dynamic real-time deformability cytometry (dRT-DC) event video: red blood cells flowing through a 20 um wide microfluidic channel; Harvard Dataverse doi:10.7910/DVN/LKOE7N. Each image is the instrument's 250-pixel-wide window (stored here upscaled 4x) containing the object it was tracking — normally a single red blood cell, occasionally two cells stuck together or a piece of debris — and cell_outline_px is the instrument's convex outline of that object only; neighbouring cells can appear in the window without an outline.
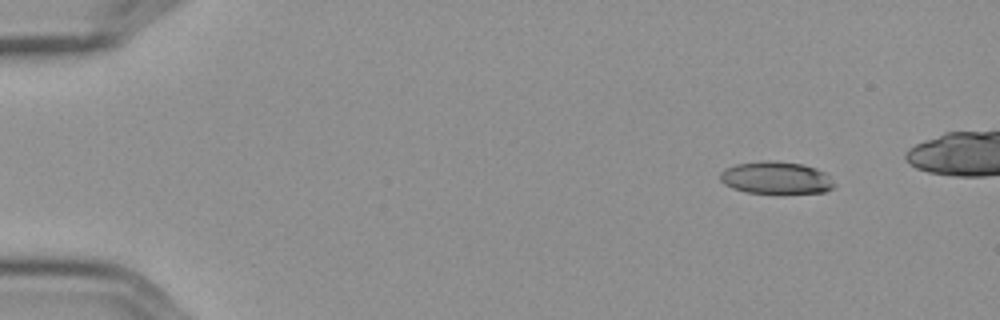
{"species": "Egyptian fruit bat (a non-hibernating species)", "species_latin": "Rousettus aegyptiacus", "temperature_condition": "cold", "stored_images_in_passage": 6, "camera_frame_rate_fps": 3000, "um_per_image_px": 0.085, "frame": {"image": 1, "passage_image": 1, "time_ms": 0.0, "image_size_px": [1000, 320], "cell_outline_px": [[836, 184], [832, 188], [824, 192], [744, 192], [732, 188], [724, 184], [720, 180], [720, 172], [724, 168], [736, 164], [764, 160], [804, 164], [816, 168], [824, 172]], "centroid_in_image_um": [65.93, 15.09], "position_along_channel_um": 19.1, "area_um2": 21.27}}
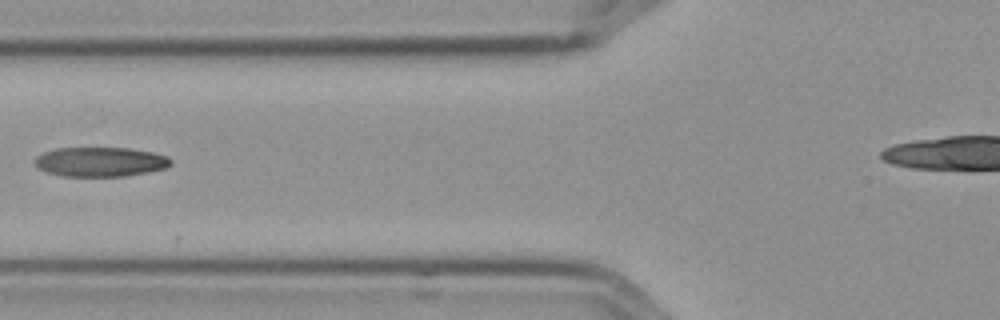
{"frame": {"image": 2, "passage_image": 5, "time_ms": 1.333, "image_size_px": [1000, 320], "cell_outline_px": [[172, 164], [164, 168], [148, 172], [124, 176], [64, 176], [48, 172], [40, 168], [32, 160], [36, 156], [44, 152], [56, 148], [128, 148], [152, 152], [168, 156], [172, 160]], "centroid_in_image_um": [8.54, 13.75], "position_along_channel_um": 117.3, "area_um2": 23.29}}
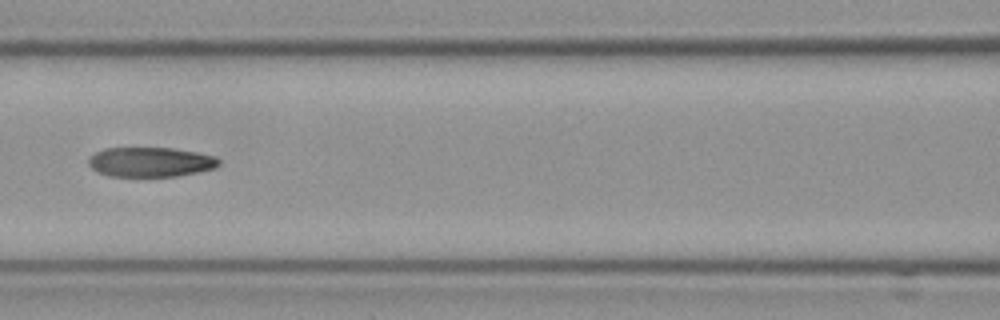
{"frame": {"image": 3, "passage_image": 6, "time_ms": 1.667, "image_size_px": [1000, 320], "cell_outline_px": [[220, 164], [216, 168], [176, 176], [108, 176], [96, 172], [88, 164], [88, 156], [104, 148], [172, 148], [196, 152], [216, 156], [220, 160]], "centroid_in_image_um": [12.77, 13.77], "position_along_channel_um": 153.8, "area_um2": 22.66}}